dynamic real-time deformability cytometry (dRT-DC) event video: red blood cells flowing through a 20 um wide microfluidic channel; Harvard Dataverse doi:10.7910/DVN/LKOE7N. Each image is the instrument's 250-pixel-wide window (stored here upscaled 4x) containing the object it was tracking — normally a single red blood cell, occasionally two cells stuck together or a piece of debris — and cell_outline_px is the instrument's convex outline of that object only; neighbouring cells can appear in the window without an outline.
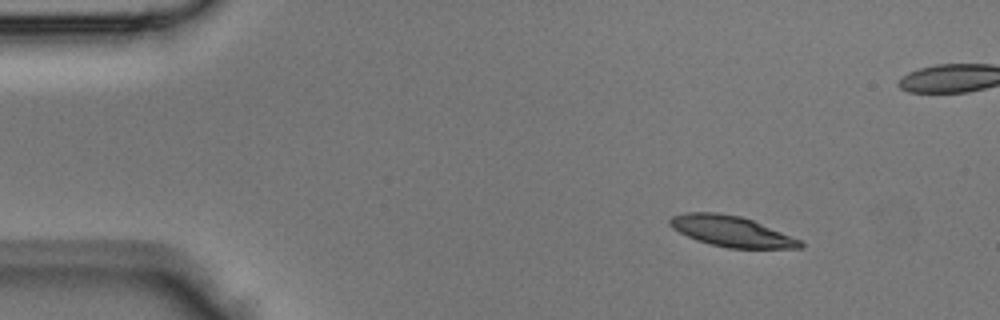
{"species": "Egyptian fruit bat (a non-hibernating species)", "species_latin": "Rousettus aegyptiacus", "temperature_condition": "room temperature", "stored_images_in_passage": 39, "camera_frame_rate_fps": 3000, "um_per_image_px": 0.085, "animal": {"sex": "male"}, "frame": {"image": 1, "passage_image": 1, "time_ms": 0.0, "image_size_px": [1000, 320], "cell_outline_px": [[804, 248], [728, 248], [696, 240], [672, 228], [668, 224], [668, 220], [672, 216], [684, 212], [716, 212], [740, 216], [752, 220], [800, 240], [804, 244]], "centroid_in_image_um": [62.13, 19.65], "position_along_channel_um": 22.9, "area_um2": 23.06}}
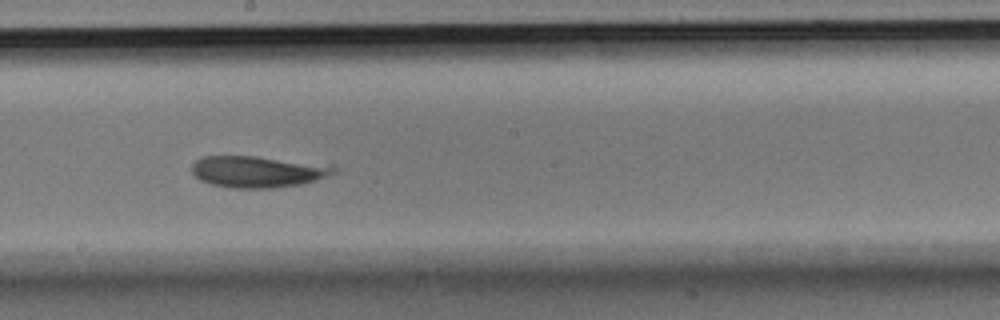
{"frame": {"image": 2, "passage_image": 19, "time_ms": 6.0, "image_size_px": [1000, 320], "cell_outline_px": [[336, 172], [316, 180], [300, 184], [272, 188], [232, 188], [212, 184], [200, 180], [192, 172], [192, 164], [196, 160], [204, 156], [256, 156], [332, 164], [336, 168]], "centroid_in_image_um": [21.94, 14.58], "position_along_channel_um": 226.3, "area_um2": 26.18}}
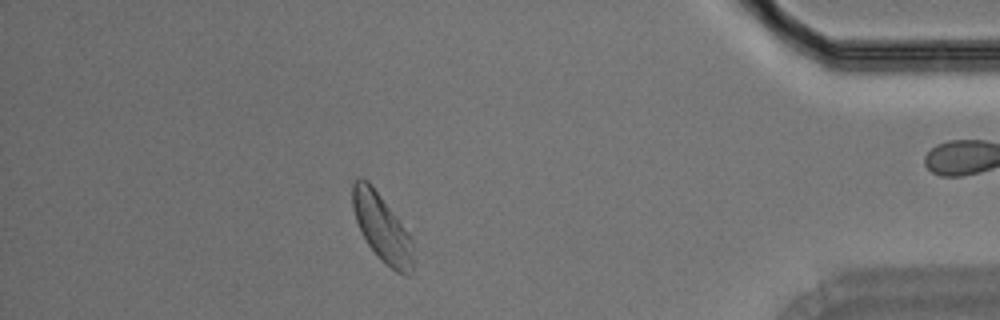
{"frame": {"image": 3, "passage_image": 33, "time_ms": 10.667, "image_size_px": [1000, 320], "cell_outline_px": [[412, 272], [408, 276], [404, 276], [396, 272], [380, 260], [368, 244], [356, 220], [352, 208], [352, 184], [356, 176], [360, 176], [368, 180], [372, 184], [412, 236]], "centroid_in_image_um": [32.46, 19.33], "position_along_channel_um": 402.7, "area_um2": 24.1}}